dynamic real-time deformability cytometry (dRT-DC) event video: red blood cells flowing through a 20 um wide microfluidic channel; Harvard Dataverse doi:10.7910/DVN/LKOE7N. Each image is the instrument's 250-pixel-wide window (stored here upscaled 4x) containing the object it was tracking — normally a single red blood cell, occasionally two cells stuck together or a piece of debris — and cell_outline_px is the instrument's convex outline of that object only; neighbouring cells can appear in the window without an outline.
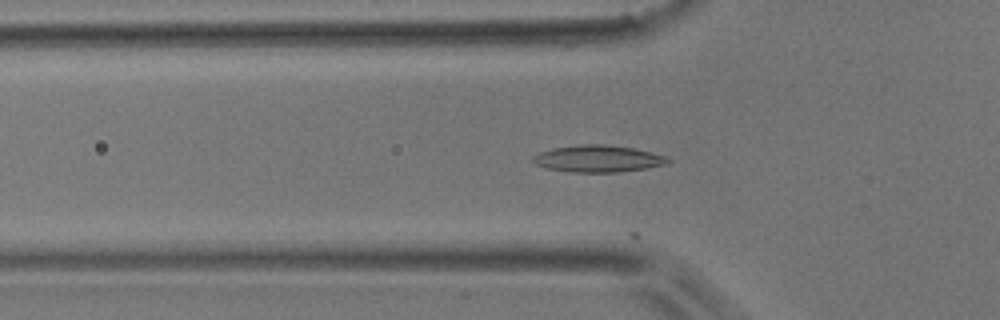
{"species": "common noctule bat (a hibernating species)", "species_latin": "Nyctalus noctula", "temperature_condition": "room temperature", "stored_images_in_passage": 23, "camera_frame_rate_fps": 3000, "um_per_image_px": 0.085, "animal": {"sex": "male", "body_mass_g": 17.9}, "frame": {"image": 1, "passage_image": 16, "time_ms": 5.0, "image_size_px": [1000, 320], "cell_outline_px": [[672, 160], [668, 164], [648, 168], [616, 172], [572, 172], [548, 168], [536, 164], [532, 160], [532, 156], [540, 152], [552, 148], [580, 144], [600, 144], [632, 148], [668, 156]], "centroid_in_image_um": [50.86, 13.49], "position_along_channel_um": 74.9, "area_um2": 21.1}}